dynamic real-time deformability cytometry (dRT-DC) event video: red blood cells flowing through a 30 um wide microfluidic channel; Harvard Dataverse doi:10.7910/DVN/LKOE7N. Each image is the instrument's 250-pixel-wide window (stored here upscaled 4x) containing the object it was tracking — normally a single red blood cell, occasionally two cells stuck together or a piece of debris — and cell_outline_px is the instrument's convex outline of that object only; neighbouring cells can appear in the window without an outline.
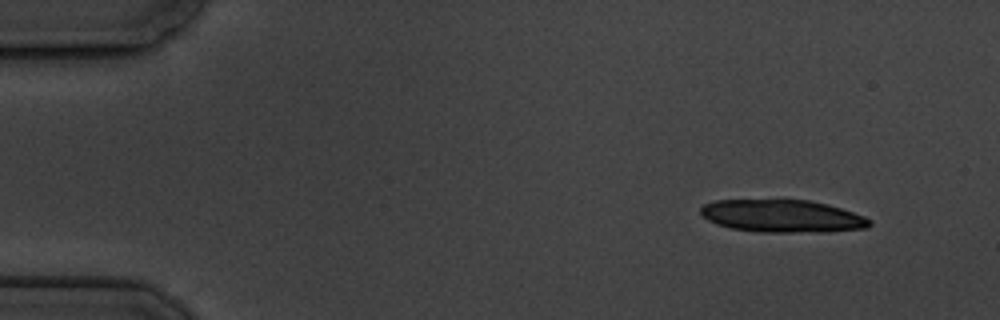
{"species": "common noctule bat (a hibernating species)", "species_latin": "Nyctalus noctula", "temperature_condition": "cold", "stored_images_in_passage": 5, "camera_frame_rate_fps": 3000, "um_per_image_px": 0.085, "animal": {"sex": "male", "body_mass_g": 19.5, "forearm_length_mm": 54.6}, "frame": {"image": 1, "passage_image": 1, "time_ms": 0.0, "image_size_px": [1000, 320], "cell_outline_px": [[872, 224], [868, 228], [828, 232], [760, 232], [732, 228], [716, 224], [708, 220], [700, 212], [700, 208], [704, 204], [716, 200], [808, 200], [828, 204], [864, 216], [872, 220]], "centroid_in_image_um": [66.53, 18.37], "position_along_channel_um": 18.5, "area_um2": 32.14}}